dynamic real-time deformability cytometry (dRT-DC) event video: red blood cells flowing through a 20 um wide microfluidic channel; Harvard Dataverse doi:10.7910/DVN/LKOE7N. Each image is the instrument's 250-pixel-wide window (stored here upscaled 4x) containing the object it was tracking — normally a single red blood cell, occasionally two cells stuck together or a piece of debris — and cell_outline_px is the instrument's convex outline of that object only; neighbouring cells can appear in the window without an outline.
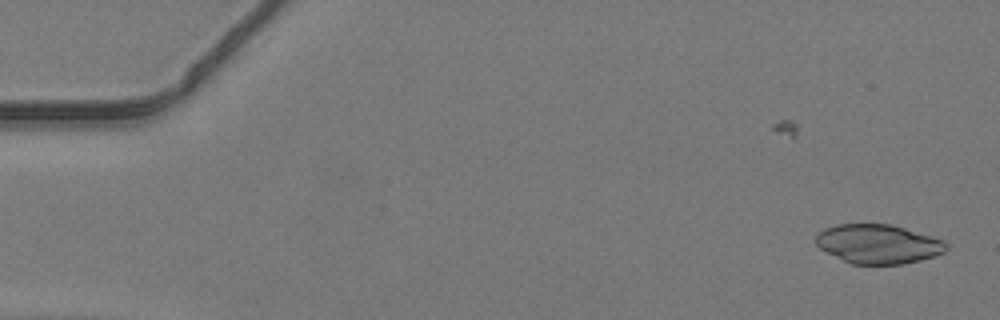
{"species": "common noctule bat (a hibernating species)", "species_latin": "Nyctalus noctula", "temperature_condition": "warm", "stored_images_in_passage": 46, "camera_frame_rate_fps": 3000, "um_per_image_px": 0.085, "animal": {"sex": "male", "body_mass_g": 19.2, "forearm_length_mm": 51.8}, "frame": {"image": 1, "passage_image": 1, "time_ms": 0.0, "image_size_px": [1000, 320], "cell_outline_px": [[948, 248], [944, 252], [920, 260], [900, 264], [852, 264], [820, 248], [816, 244], [816, 236], [824, 228], [836, 224], [888, 224], [904, 228], [944, 240], [948, 244]], "centroid_in_image_um": [74.65, 20.73], "position_along_channel_um": 10.3, "area_um2": 29.42}}